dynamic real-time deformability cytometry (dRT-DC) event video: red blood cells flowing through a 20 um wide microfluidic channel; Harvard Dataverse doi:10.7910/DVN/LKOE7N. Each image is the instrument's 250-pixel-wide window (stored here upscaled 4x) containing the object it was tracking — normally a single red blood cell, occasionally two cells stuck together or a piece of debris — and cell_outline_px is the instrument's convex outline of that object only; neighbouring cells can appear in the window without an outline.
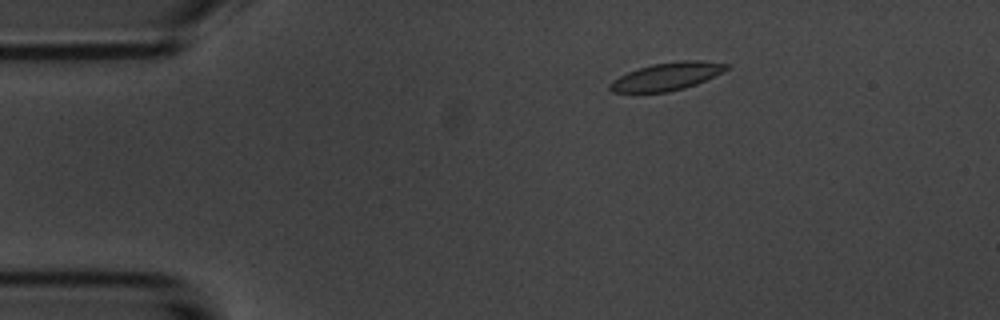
{"species": "common noctule bat (a hibernating species)", "species_latin": "Nyctalus noctula", "temperature_condition": "room temperature", "stored_images_in_passage": 4, "camera_frame_rate_fps": 3000, "um_per_image_px": 0.085, "animal": {"sex": "male", "body_mass_g": 20.1, "forearm_length_mm": 53.5}, "frame": {"image": 1, "passage_image": 2, "time_ms": 1.333, "image_size_px": [1000, 320], "cell_outline_px": [[732, 64], [724, 72], [696, 84], [684, 88], [668, 92], [612, 92], [608, 88], [608, 84], [612, 80], [628, 72], [652, 64], [680, 60], [700, 60]], "centroid_in_image_um": [56.71, 6.49], "position_along_channel_um": 28.3, "area_um2": 18.9}}